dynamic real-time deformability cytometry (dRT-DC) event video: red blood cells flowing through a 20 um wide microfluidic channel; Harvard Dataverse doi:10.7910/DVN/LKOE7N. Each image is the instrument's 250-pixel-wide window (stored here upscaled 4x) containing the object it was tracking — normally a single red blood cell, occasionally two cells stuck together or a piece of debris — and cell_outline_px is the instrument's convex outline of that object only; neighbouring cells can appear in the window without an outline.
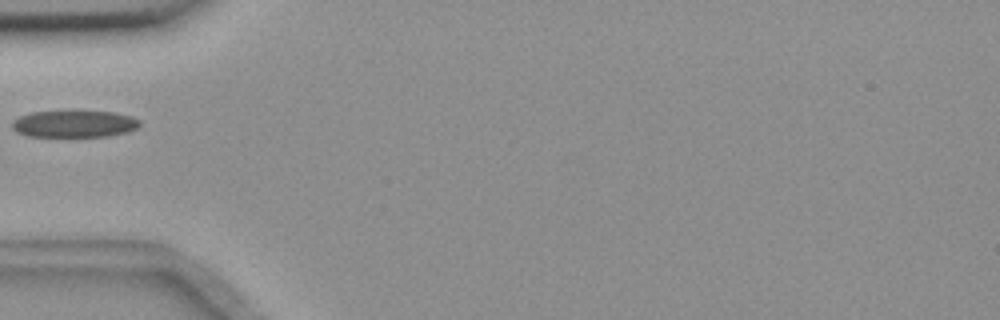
{"species": "common noctule bat (a hibernating species)", "species_latin": "Nyctalus noctula", "temperature_condition": "room temperature", "stored_images_in_passage": 3, "camera_frame_rate_fps": 3000, "um_per_image_px": 0.085, "animal": {"sex": "female", "body_mass_g": 18.4}, "frame": {"image": 1, "passage_image": 2, "time_ms": 0.333, "image_size_px": [1000, 320], "cell_outline_px": [[140, 124], [136, 128], [128, 132], [108, 136], [28, 136], [16, 132], [12, 128], [12, 120], [20, 116], [32, 112], [72, 108], [76, 108], [112, 112], [132, 116], [140, 120]], "centroid_in_image_um": [6.3, 10.47], "position_along_channel_um": 78.7, "area_um2": 20.98}}